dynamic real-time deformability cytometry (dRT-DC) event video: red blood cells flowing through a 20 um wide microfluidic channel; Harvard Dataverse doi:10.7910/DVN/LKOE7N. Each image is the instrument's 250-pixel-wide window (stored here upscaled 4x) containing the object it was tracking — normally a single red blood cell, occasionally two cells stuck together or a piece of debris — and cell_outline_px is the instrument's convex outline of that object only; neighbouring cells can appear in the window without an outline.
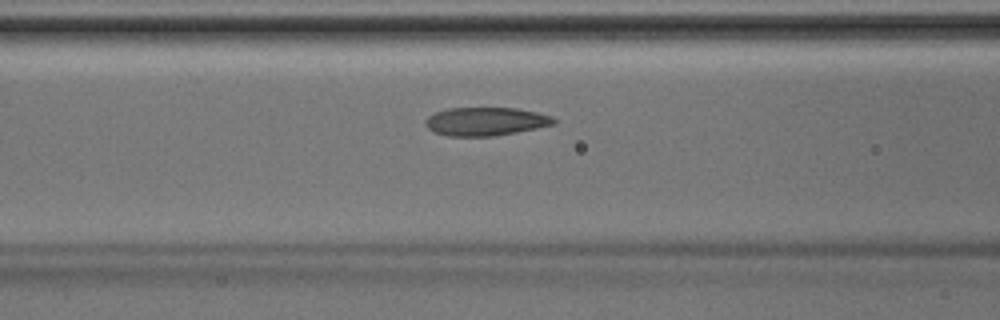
{"species": "Egyptian fruit bat (a non-hibernating species)", "species_latin": "Rousettus aegyptiacus", "temperature_condition": "room temperature", "stored_images_in_passage": 42, "camera_frame_rate_fps": 3000, "um_per_image_px": 0.085, "animal": {"sex": "male"}, "frame": {"image": 1, "passage_image": 16, "time_ms": 5.0, "image_size_px": [1000, 320], "cell_outline_px": [[556, 124], [516, 132], [492, 136], [448, 136], [432, 132], [424, 124], [424, 120], [428, 116], [436, 112], [448, 108], [516, 108], [536, 112], [552, 116], [556, 120]], "centroid_in_image_um": [41.25, 10.32], "position_along_channel_um": 125.3, "area_um2": 21.27}}
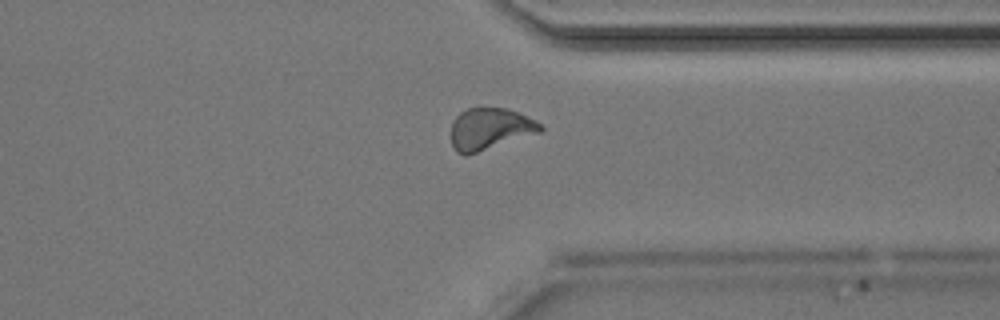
{"frame": {"image": 2, "passage_image": 32, "time_ms": 10.333, "image_size_px": [1000, 320], "cell_outline_px": [[544, 128], [540, 132], [468, 156], [464, 156], [456, 152], [452, 148], [452, 120], [460, 112], [468, 108], [508, 108], [536, 120], [544, 124]], "centroid_in_image_um": [41.64, 10.97], "position_along_channel_um": 369.8, "area_um2": 22.02}}
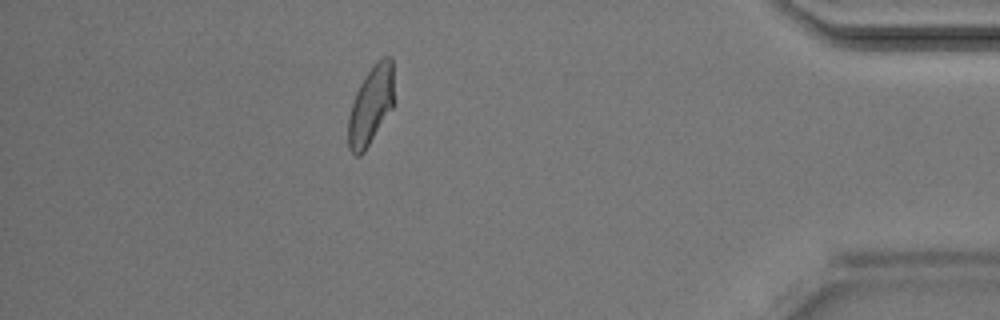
{"frame": {"image": 3, "passage_image": 37, "time_ms": 12.0, "image_size_px": [1000, 320], "cell_outline_px": [[392, 108], [364, 152], [360, 156], [356, 156], [348, 148], [348, 116], [356, 92], [360, 84], [372, 64], [376, 60], [384, 56], [392, 56]], "centroid_in_image_um": [31.49, 8.95], "position_along_channel_um": 403.7, "area_um2": 20.69}}